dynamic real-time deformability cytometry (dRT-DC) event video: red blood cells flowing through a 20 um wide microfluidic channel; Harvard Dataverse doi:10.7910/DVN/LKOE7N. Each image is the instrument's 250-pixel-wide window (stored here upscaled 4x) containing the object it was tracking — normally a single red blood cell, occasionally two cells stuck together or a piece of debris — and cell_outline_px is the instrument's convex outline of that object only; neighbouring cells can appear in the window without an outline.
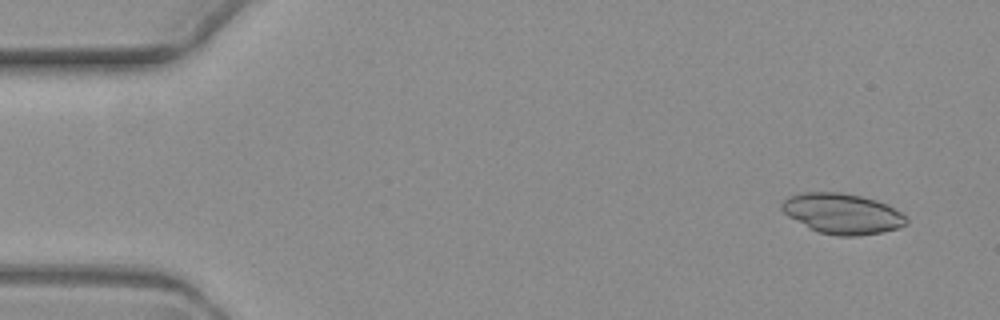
{"species": "common noctule bat (a hibernating species)", "species_latin": "Nyctalus noctula", "temperature_condition": "warm", "stored_images_in_passage": 5, "camera_frame_rate_fps": 3000, "um_per_image_px": 0.085, "animal": {"sex": "female", "body_mass_g": 19.3, "forearm_length_mm": 54.1}, "frame": {"image": 1, "passage_image": 1, "time_ms": 0.0, "image_size_px": [1000, 320], "cell_outline_px": [[908, 224], [896, 228], [880, 232], [860, 236], [836, 236], [820, 232], [808, 228], [788, 216], [780, 208], [780, 204], [788, 196], [804, 192], [840, 192], [860, 196], [876, 200], [888, 204], [900, 212], [908, 220]], "centroid_in_image_um": [71.57, 18.16], "position_along_channel_um": 13.4, "area_um2": 29.36}}